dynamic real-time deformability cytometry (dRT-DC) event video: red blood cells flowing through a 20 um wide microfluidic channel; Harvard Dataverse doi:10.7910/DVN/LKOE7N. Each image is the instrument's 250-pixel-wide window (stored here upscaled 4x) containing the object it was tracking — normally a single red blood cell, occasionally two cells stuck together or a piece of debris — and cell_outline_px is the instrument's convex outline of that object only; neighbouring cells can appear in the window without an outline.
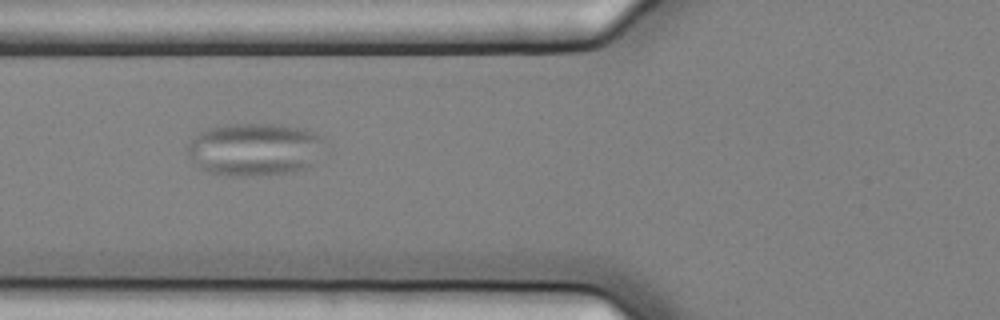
{"species": "common noctule bat (a hibernating species)", "species_latin": "Nyctalus noctula", "temperature_condition": "cold", "stored_images_in_passage": 11, "camera_frame_rate_fps": 3000, "um_per_image_px": 0.085, "animal": {"sex": "female", "body_mass_g": 25.1}, "frame": {"image": 1, "passage_image": 2, "time_ms": 0.333, "image_size_px": [1000, 320], "cell_outline_px": [[324, 140], [312, 164], [308, 168], [292, 172], [260, 176], [232, 176], [208, 172], [192, 164], [184, 148], [200, 132], [208, 128], [224, 124], [280, 124], [304, 128], [324, 136]], "centroid_in_image_um": [21.6, 12.7], "position_along_channel_um": 104.2, "area_um2": 42.71}}
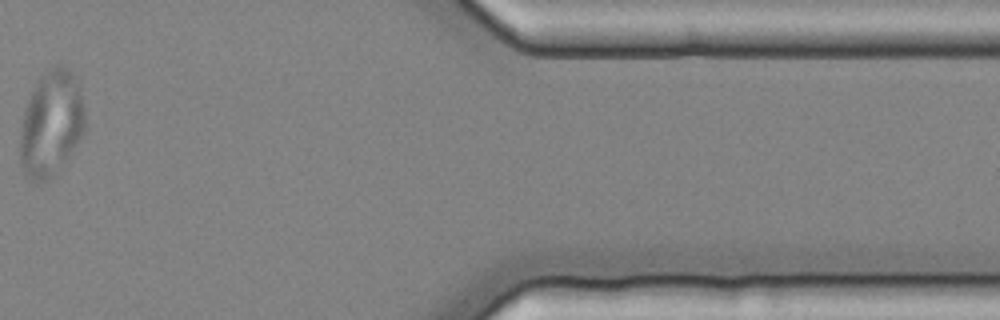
{"frame": {"image": 2, "passage_image": 10, "time_ms": 3.0, "image_size_px": [1000, 320], "cell_outline_px": [[84, 132], [60, 168], [56, 172], [44, 180], [36, 184], [28, 180], [24, 172], [20, 160], [20, 128], [24, 108], [40, 76], [56, 64], [64, 64], [76, 76], [84, 108]], "centroid_in_image_um": [4.33, 10.49], "position_along_channel_um": 407.1, "area_um2": 39.88}}